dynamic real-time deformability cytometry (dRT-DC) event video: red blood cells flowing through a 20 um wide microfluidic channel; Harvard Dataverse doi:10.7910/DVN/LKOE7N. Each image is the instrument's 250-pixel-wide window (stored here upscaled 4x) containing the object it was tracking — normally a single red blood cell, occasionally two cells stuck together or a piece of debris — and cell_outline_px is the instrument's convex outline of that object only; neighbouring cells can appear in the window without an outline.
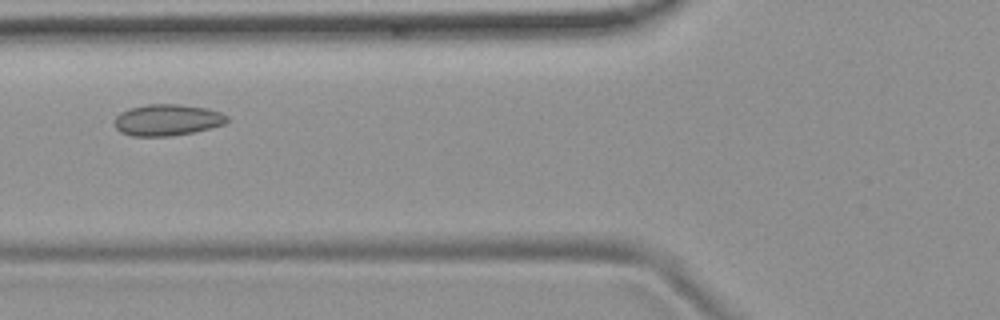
{"species": "common noctule bat (a hibernating species)", "species_latin": "Nyctalus noctula", "temperature_condition": "room temperature", "stored_images_in_passage": 6, "camera_frame_rate_fps": 3000, "um_per_image_px": 0.085, "animal": {"sex": "female", "body_mass_g": 19.9}, "frame": {"image": 1, "passage_image": 4, "time_ms": 3.667, "image_size_px": [1000, 320], "cell_outline_px": [[228, 120], [224, 124], [192, 132], [172, 136], [132, 136], [120, 132], [116, 128], [116, 116], [120, 112], [128, 108], [148, 104], [180, 104], [208, 108], [220, 112], [228, 116]], "centroid_in_image_um": [14.21, 10.19], "position_along_channel_um": 111.6, "area_um2": 20.58}}
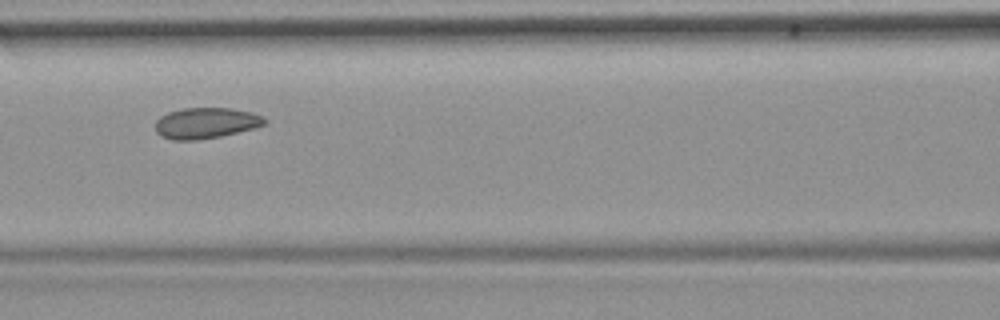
{"frame": {"image": 2, "passage_image": 5, "time_ms": 4.667, "image_size_px": [1000, 320], "cell_outline_px": [[268, 120], [264, 124], [252, 128], [220, 136], [196, 140], [172, 140], [160, 136], [156, 132], [156, 120], [160, 116], [168, 112], [184, 108], [228, 108], [252, 112], [264, 116]], "centroid_in_image_um": [17.48, 10.45], "position_along_channel_um": 149.1, "area_um2": 19.59}}